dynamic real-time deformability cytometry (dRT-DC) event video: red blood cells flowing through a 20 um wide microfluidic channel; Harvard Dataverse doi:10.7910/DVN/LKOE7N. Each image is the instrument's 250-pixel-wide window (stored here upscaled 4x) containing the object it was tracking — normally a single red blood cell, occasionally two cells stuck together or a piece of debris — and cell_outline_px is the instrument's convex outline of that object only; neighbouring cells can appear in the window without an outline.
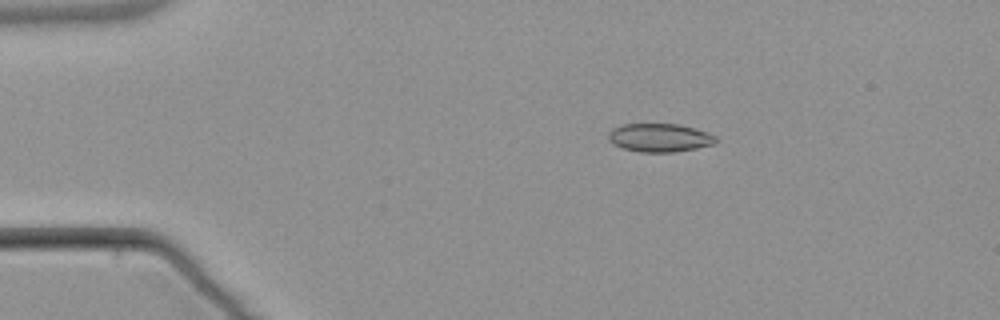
{"species": "common noctule bat (a hibernating species)", "species_latin": "Nyctalus noctula", "temperature_condition": "warm", "stored_images_in_passage": 3, "camera_frame_rate_fps": 3000, "um_per_image_px": 0.085, "animal": {"sex": "male", "body_mass_g": 21.5, "forearm_length_mm": 52.0}, "frame": {"image": 1, "passage_image": 2, "time_ms": 1.0, "image_size_px": [1000, 320], "cell_outline_px": [[720, 140], [712, 144], [696, 148], [672, 152], [640, 152], [624, 148], [612, 144], [608, 140], [608, 132], [612, 128], [624, 124], [680, 124], [708, 132], [716, 136]], "centroid_in_image_um": [56.06, 11.7], "position_along_channel_um": 28.9, "area_um2": 17.86}}
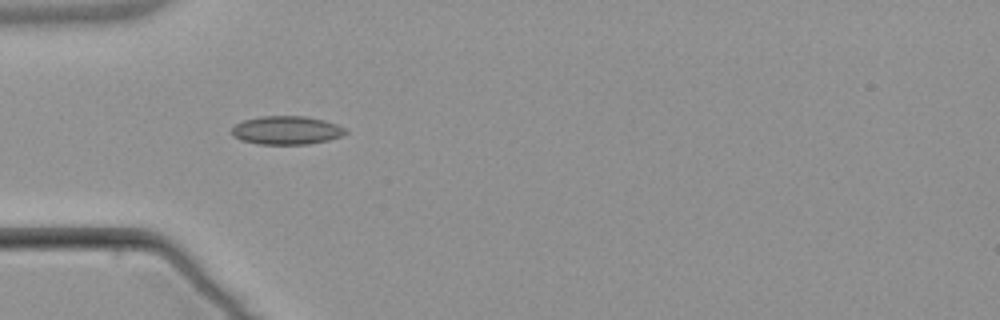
{"frame": {"image": 2, "passage_image": 3, "time_ms": 3.333, "image_size_px": [1000, 320], "cell_outline_px": [[348, 132], [340, 136], [328, 140], [308, 144], [256, 144], [240, 140], [232, 136], [232, 128], [236, 124], [244, 120], [260, 116], [304, 116], [324, 120], [336, 124], [344, 128]], "centroid_in_image_um": [24.32, 11.07], "position_along_channel_um": 60.7, "area_um2": 18.84}}